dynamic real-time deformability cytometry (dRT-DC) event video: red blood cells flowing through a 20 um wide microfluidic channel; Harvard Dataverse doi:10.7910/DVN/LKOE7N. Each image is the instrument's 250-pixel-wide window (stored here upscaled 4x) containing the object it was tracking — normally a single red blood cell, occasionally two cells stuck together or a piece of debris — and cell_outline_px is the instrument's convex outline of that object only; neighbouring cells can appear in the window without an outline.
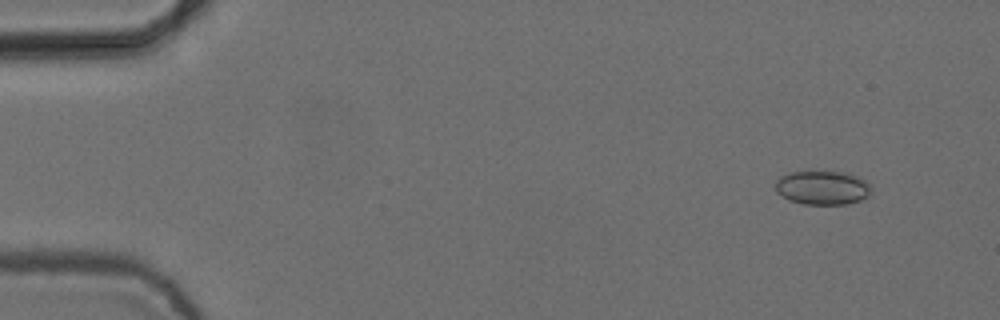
{"species": "common noctule bat (a hibernating species)", "species_latin": "Nyctalus noctula", "temperature_condition": "cold", "stored_images_in_passage": 6, "camera_frame_rate_fps": 3000, "um_per_image_px": 0.085, "animal": {"sex": "female", "body_mass_g": 24.6, "forearm_length_mm": 56.2}, "frame": {"image": 1, "passage_image": 1, "time_ms": 0.0, "image_size_px": [1000, 320], "cell_outline_px": [[872, 188], [868, 196], [860, 200], [848, 204], [804, 204], [788, 200], [776, 192], [776, 180], [780, 176], [788, 172], [848, 172], [864, 180]], "centroid_in_image_um": [69.89, 15.96], "position_along_channel_um": 15.1, "area_um2": 18.96}}
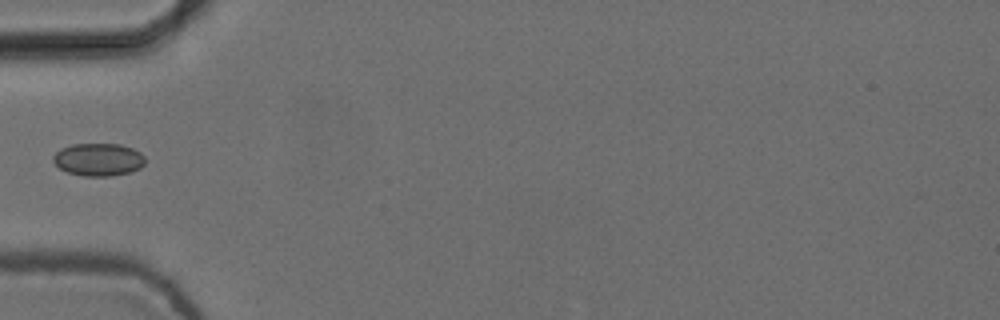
{"frame": {"image": 2, "passage_image": 5, "time_ms": 1.333, "image_size_px": [1000, 320], "cell_outline_px": [[144, 164], [140, 168], [132, 172], [112, 176], [84, 176], [68, 172], [60, 168], [52, 160], [52, 156], [60, 148], [72, 144], [120, 144], [132, 148], [140, 152], [144, 156]], "centroid_in_image_um": [8.37, 13.56], "position_along_channel_um": 76.6, "area_um2": 17.63}}
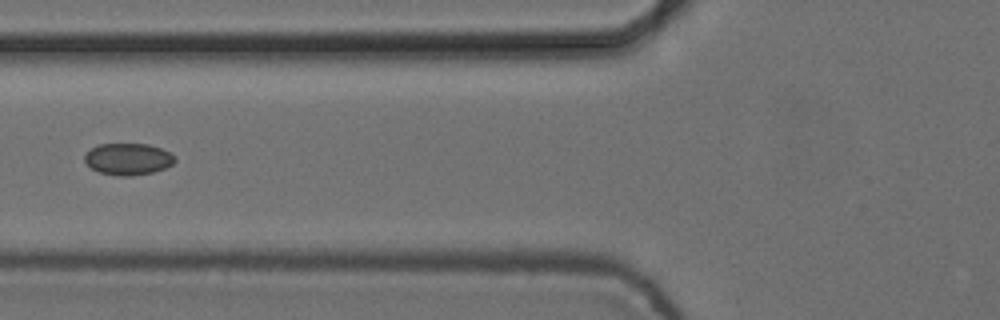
{"frame": {"image": 3, "passage_image": 6, "time_ms": 1.667, "image_size_px": [1000, 320], "cell_outline_px": [[176, 160], [172, 164], [164, 168], [152, 172], [132, 176], [116, 176], [100, 172], [92, 168], [84, 160], [84, 156], [92, 148], [100, 144], [148, 144], [160, 148], [176, 156]], "centroid_in_image_um": [10.9, 13.52], "position_along_channel_um": 114.9, "area_um2": 16.53}}